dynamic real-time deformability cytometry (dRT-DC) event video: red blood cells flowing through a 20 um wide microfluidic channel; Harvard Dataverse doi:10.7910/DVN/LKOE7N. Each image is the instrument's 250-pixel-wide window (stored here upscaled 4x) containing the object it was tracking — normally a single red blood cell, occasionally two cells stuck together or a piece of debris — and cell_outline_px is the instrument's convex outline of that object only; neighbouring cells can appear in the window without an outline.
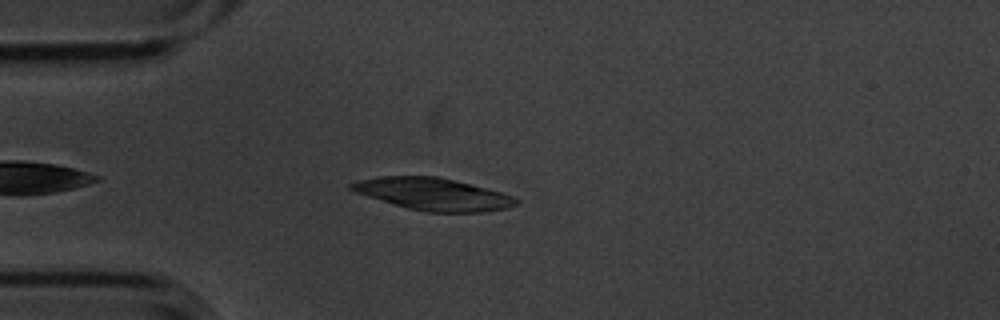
{"species": "common noctule bat (a hibernating species)", "species_latin": "Nyctalus noctula", "temperature_condition": "cold", "stored_images_in_passage": 4, "camera_frame_rate_fps": 3000, "um_per_image_px": 0.085, "animal": {"sex": "male", "body_mass_g": 20.1, "forearm_length_mm": 53.5}, "frame": {"image": 1, "passage_image": 4, "time_ms": 1.0, "image_size_px": [1000, 320], "cell_outline_px": [[520, 204], [508, 208], [480, 212], [424, 212], [408, 208], [368, 196], [356, 192], [348, 188], [348, 184], [360, 180], [380, 176], [436, 176], [500, 192], [512, 196], [520, 200]], "centroid_in_image_um": [36.83, 16.5], "position_along_channel_um": 48.2, "area_um2": 30.52}}